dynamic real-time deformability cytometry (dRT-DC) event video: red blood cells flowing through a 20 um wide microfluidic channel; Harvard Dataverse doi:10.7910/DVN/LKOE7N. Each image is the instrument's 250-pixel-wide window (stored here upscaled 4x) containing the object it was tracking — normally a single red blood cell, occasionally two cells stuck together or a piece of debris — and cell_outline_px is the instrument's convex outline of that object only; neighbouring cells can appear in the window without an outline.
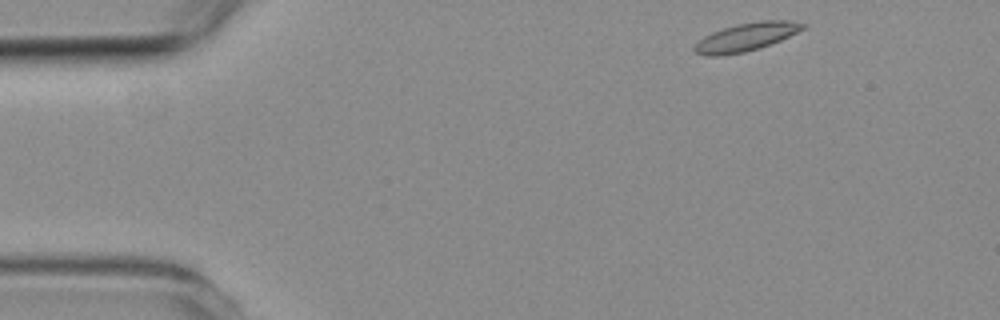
{"species": "common noctule bat (a hibernating species)", "species_latin": "Nyctalus noctula", "temperature_condition": "room temperature", "stored_images_in_passage": 3, "camera_frame_rate_fps": 3000, "um_per_image_px": 0.085, "animal": {"sex": "female", "body_mass_g": 19.3, "forearm_length_mm": 54.1}, "frame": {"image": 1, "passage_image": 1, "time_ms": 0.0, "image_size_px": [1000, 320], "cell_outline_px": [[808, 24], [804, 28], [780, 40], [744, 52], [716, 56], [708, 56], [696, 52], [692, 48], [704, 36], [712, 32], [736, 24], [760, 20], [788, 20]], "centroid_in_image_um": [63.42, 3.13], "position_along_channel_um": 21.6, "area_um2": 17.4}}
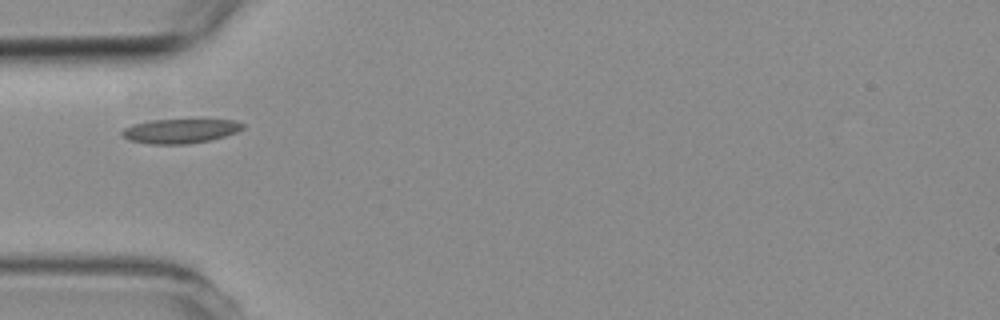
{"frame": {"image": 2, "passage_image": 3, "time_ms": 3.333, "image_size_px": [1000, 320], "cell_outline_px": [[244, 128], [236, 132], [224, 136], [208, 140], [188, 144], [148, 144], [128, 140], [120, 136], [120, 132], [124, 128], [132, 124], [152, 120], [236, 120], [244, 124]], "centroid_in_image_um": [15.26, 11.14], "position_along_channel_um": 69.7, "area_um2": 17.17}}